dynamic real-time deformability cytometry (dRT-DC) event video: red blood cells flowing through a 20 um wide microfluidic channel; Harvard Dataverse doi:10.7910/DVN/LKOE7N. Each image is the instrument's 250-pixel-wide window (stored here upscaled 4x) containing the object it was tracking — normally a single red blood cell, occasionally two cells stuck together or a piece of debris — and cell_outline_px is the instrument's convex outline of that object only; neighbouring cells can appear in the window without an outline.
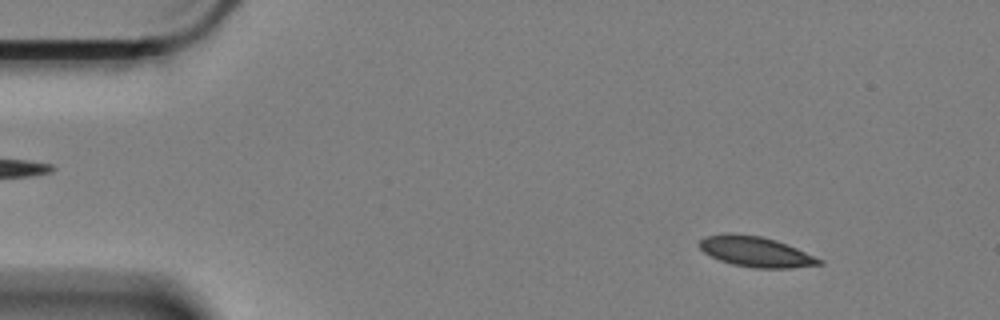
{"species": "Egyptian fruit bat (a non-hibernating species)", "species_latin": "Rousettus aegyptiacus", "temperature_condition": "cold", "stored_images_in_passage": 59, "camera_frame_rate_fps": 3000, "um_per_image_px": 0.085, "animal": {"sex": "female"}, "frame": {"image": 1, "passage_image": 6, "time_ms": 1.667, "image_size_px": [1000, 320], "cell_outline_px": [[824, 264], [792, 268], [752, 268], [732, 264], [720, 260], [704, 252], [700, 248], [700, 240], [704, 236], [724, 232], [732, 232], [760, 236], [776, 240], [796, 248], [824, 260]], "centroid_in_image_um": [64.24, 21.38], "position_along_channel_um": 20.8, "area_um2": 21.33}}
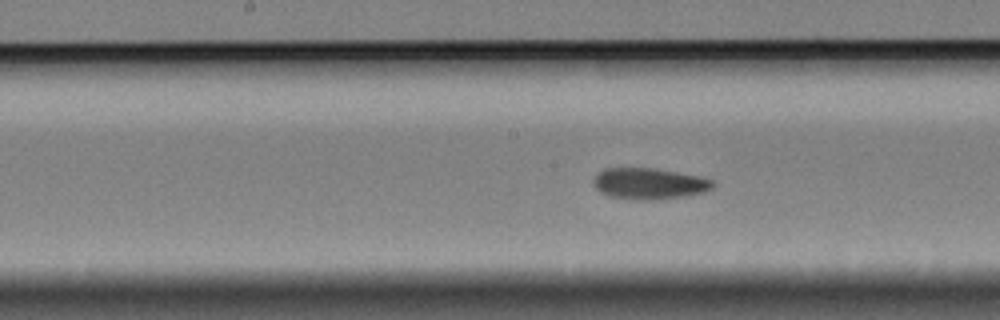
{"frame": {"image": 2, "passage_image": 29, "time_ms": 9.333, "image_size_px": [1000, 320], "cell_outline_px": [[716, 184], [712, 188], [704, 192], [684, 196], [652, 200], [640, 200], [608, 196], [600, 192], [596, 188], [592, 180], [604, 168], [656, 168], [700, 176], [712, 180]], "centroid_in_image_um": [55.19, 15.6], "position_along_channel_um": 193.0, "area_um2": 21.73}}
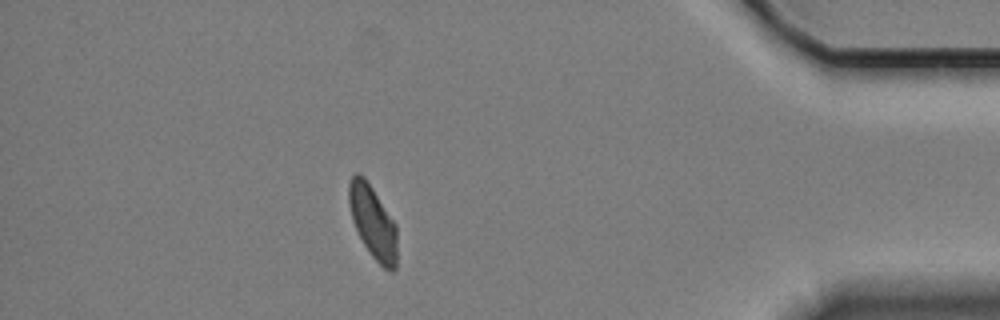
{"frame": {"image": 3, "passage_image": 52, "time_ms": 17.0, "image_size_px": [1000, 320], "cell_outline_px": [[396, 268], [392, 272], [384, 268], [372, 256], [364, 244], [352, 220], [348, 200], [348, 184], [352, 176], [356, 172], [360, 172], [364, 176], [396, 224]], "centroid_in_image_um": [31.68, 18.85], "position_along_channel_um": 403.5, "area_um2": 20.29}, "authors_computed_cell_mechanics": {"area_um2": 21.5016, "velocity_mm_per_s": 3.3013, "shape_relaxation_time_tau1_ms": 7.8066, "shape_relaxation_time_tau2_ms": 3.3623, "deformation_change_tau1": 0.1337, "deformation_change_tau2": 0.0526}}